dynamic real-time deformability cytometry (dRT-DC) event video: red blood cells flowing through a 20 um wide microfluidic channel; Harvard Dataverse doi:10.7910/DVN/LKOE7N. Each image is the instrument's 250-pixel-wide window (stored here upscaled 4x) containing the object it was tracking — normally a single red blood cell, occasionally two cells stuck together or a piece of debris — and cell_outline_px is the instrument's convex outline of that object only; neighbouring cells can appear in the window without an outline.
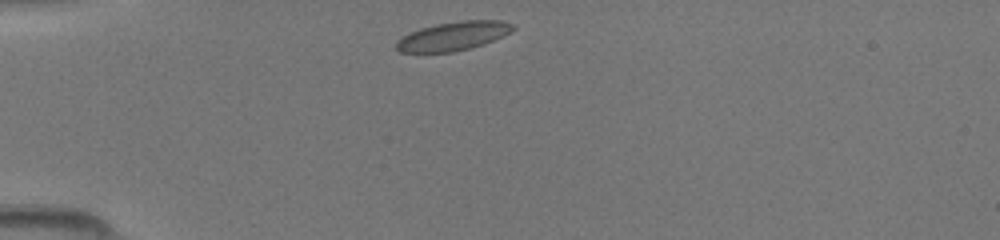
{"species": "common noctule bat (a hibernating species)", "species_latin": "Nyctalus noctula", "temperature_condition": "room temperature", "stored_images_in_passage": 36, "camera_frame_rate_fps": 3000, "um_per_image_px": 0.085, "animal": {"sex": "female", "body_mass_g": 19.5, "forearm_length_mm": 54.1}, "frame": {"image": 1, "passage_image": 1, "time_ms": 0.0, "image_size_px": [1000, 240], "cell_outline_px": [[516, 28], [504, 36], [484, 44], [452, 52], [400, 52], [396, 48], [396, 40], [420, 28], [436, 24], [460, 20], [500, 20], [512, 24]], "centroid_in_image_um": [38.55, 3.06], "position_along_channel_um": 46.5, "area_um2": 19.48}}
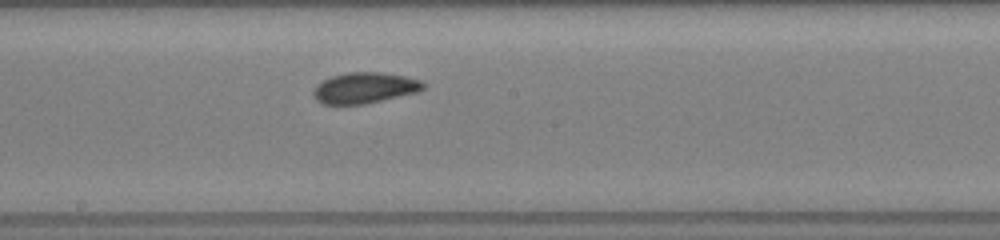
{"frame": {"image": 2, "passage_image": 15, "time_ms": 4.667, "image_size_px": [1000, 240], "cell_outline_px": [[424, 88], [416, 92], [364, 104], [320, 104], [312, 96], [312, 92], [316, 84], [332, 76], [348, 72], [384, 72], [404, 76], [420, 80], [424, 84]], "centroid_in_image_um": [30.93, 7.47], "position_along_channel_um": 217.3, "area_um2": 19.71}}
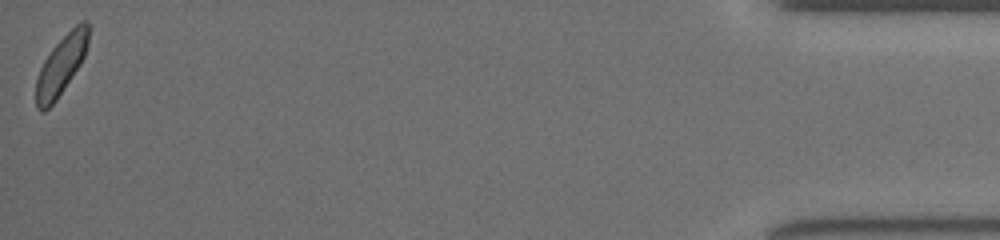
{"frame": {"image": 3, "passage_image": 36, "time_ms": 11.667, "image_size_px": [1000, 240], "cell_outline_px": [[88, 44], [84, 56], [80, 64], [56, 100], [44, 112], [40, 112], [36, 108], [36, 80], [40, 68], [44, 60], [52, 48], [76, 24], [84, 20], [88, 20]], "centroid_in_image_um": [5.18, 5.56], "position_along_channel_um": 430.0, "area_um2": 17.8}}